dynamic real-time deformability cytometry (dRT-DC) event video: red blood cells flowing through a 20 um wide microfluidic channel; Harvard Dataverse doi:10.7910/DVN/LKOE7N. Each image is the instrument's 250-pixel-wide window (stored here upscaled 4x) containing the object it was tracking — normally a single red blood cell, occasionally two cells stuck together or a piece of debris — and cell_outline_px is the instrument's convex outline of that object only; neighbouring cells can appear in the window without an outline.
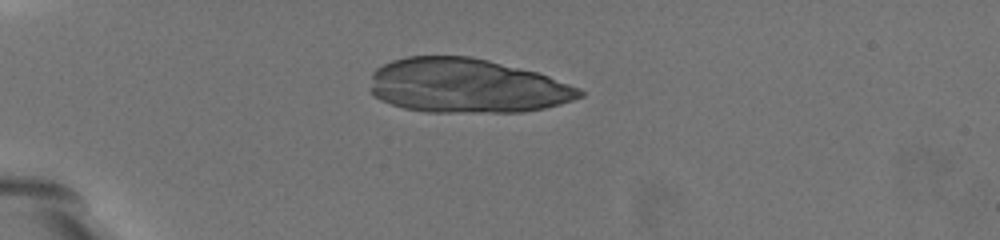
{"species": "common noctule bat (a hibernating species)", "species_latin": "Nyctalus noctula", "temperature_condition": "warm", "stored_images_in_passage": 4, "camera_frame_rate_fps": 3000, "um_per_image_px": 0.085, "animal": {"sex": "female", "body_mass_g": 19.5, "forearm_length_mm": 54.1}, "frame": {"image": 1, "passage_image": 1, "time_ms": 0.0, "image_size_px": [1000, 240], "cell_outline_px": [[264, 208], [260, 220], [252, 220], [204, 172], [188, 152], [180, 136], [188, 116], [248, 168], [260, 188]], "centroid_in_image_um": [19.02, 14.4], "position_along_channel_um": 66.0, "area_um2": 23.93}}